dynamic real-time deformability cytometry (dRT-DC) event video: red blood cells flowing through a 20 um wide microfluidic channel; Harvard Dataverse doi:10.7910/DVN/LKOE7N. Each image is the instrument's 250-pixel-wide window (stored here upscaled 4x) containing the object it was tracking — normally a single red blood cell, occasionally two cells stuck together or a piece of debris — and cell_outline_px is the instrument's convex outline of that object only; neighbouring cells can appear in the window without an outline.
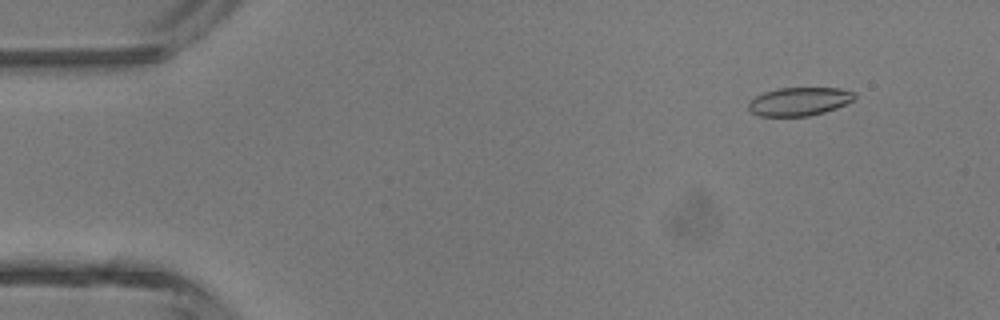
{"species": "common noctule bat (a hibernating species)", "species_latin": "Nyctalus noctula", "temperature_condition": "room temperature", "stored_images_in_passage": 46, "camera_frame_rate_fps": 3000, "um_per_image_px": 0.085, "animal": {"sex": "male", "body_mass_g": 13.3}, "frame": {"image": 1, "passage_image": 5, "time_ms": 1.333, "image_size_px": [1000, 320], "cell_outline_px": [[856, 96], [852, 100], [836, 108], [824, 112], [808, 116], [760, 116], [752, 112], [748, 108], [748, 100], [764, 92], [776, 88], [840, 88], [856, 92]], "centroid_in_image_um": [67.92, 8.62], "position_along_channel_um": 17.1, "area_um2": 17.57}}
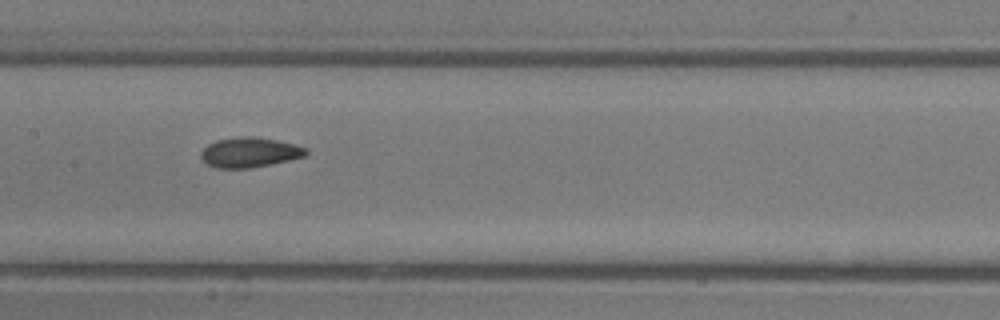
{"frame": {"image": 2, "passage_image": 23, "time_ms": 7.333, "image_size_px": [1000, 320], "cell_outline_px": [[308, 152], [304, 156], [288, 160], [248, 168], [216, 168], [200, 160], [200, 152], [208, 144], [216, 140], [244, 136], [256, 136], [296, 144], [308, 148]], "centroid_in_image_um": [21.19, 12.94], "position_along_channel_um": 186.2, "area_um2": 18.32}}
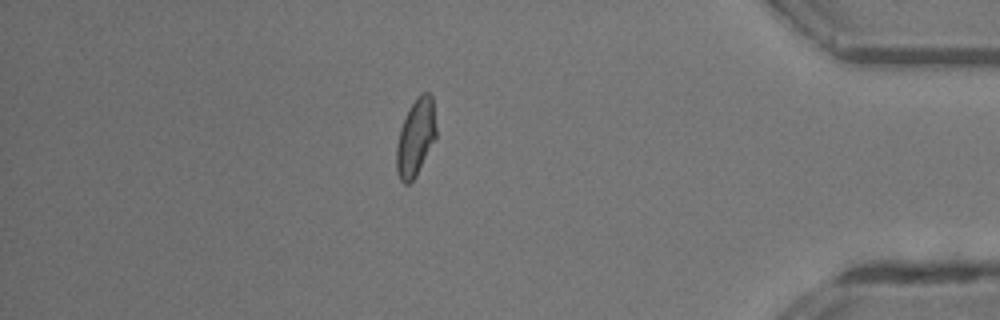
{"frame": {"image": 3, "passage_image": 40, "time_ms": 13.0, "image_size_px": [1000, 320], "cell_outline_px": [[436, 136], [416, 176], [408, 184], [404, 184], [400, 180], [396, 172], [396, 148], [400, 128], [408, 108], [416, 96], [420, 92], [428, 92], [432, 96], [436, 128]], "centroid_in_image_um": [35.31, 11.66], "position_along_channel_um": 399.9, "area_um2": 17.92}, "authors_computed_cell_mechanics": {"area_um2": 18.0914, "velocity_mm_per_s": 4.4887, "shape_relaxation_time_tau1_ms": 6.9875, "shape_relaxation_time_tau2_ms": 1.4735, "deformation_change_tau1": 0.1616, "deformation_change_tau2": 0.0576}}